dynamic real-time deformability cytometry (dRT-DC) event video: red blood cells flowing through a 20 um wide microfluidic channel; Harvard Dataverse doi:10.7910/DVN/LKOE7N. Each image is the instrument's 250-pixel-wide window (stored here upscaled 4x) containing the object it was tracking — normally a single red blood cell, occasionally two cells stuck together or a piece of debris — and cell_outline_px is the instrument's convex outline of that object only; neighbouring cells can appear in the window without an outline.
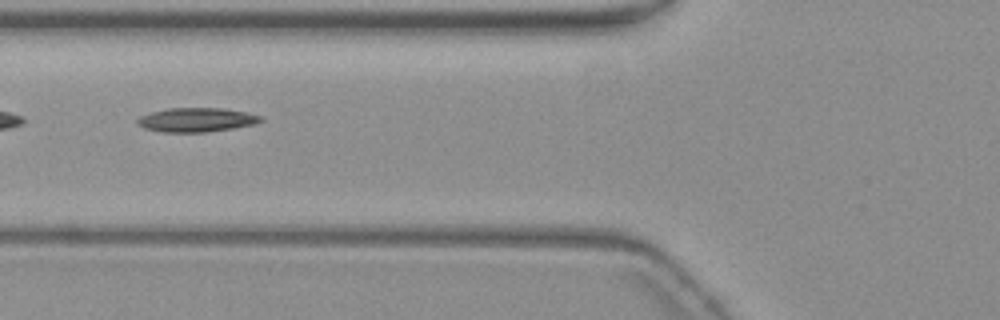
{"species": "common noctule bat (a hibernating species)", "species_latin": "Nyctalus noctula", "temperature_condition": "warm", "stored_images_in_passage": 6, "camera_frame_rate_fps": 3000, "um_per_image_px": 0.085, "animal": {"sex": "female", "body_mass_g": 19.3, "forearm_length_mm": 54.1}, "frame": {"image": 1, "passage_image": 2, "time_ms": 1.333, "image_size_px": [1000, 320], "cell_outline_px": [[264, 120], [256, 124], [232, 128], [204, 132], [160, 132], [144, 128], [136, 124], [136, 120], [140, 116], [152, 112], [168, 108], [224, 108], [264, 116]], "centroid_in_image_um": [16.7, 10.18], "position_along_channel_um": 109.1, "area_um2": 17.4}}
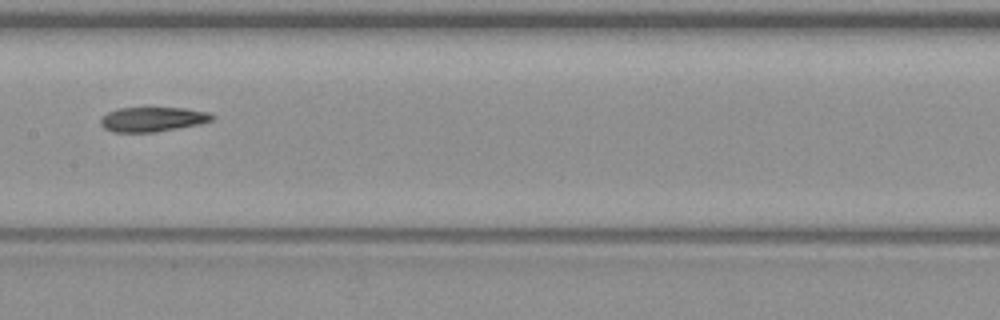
{"frame": {"image": 2, "passage_image": 4, "time_ms": 3.667, "image_size_px": [1000, 320], "cell_outline_px": [[216, 116], [212, 120], [200, 124], [156, 132], [112, 132], [104, 128], [100, 124], [100, 120], [108, 112], [116, 108], [184, 108], [208, 112]], "centroid_in_image_um": [12.97, 10.14], "position_along_channel_um": 194.4, "area_um2": 16.01}}
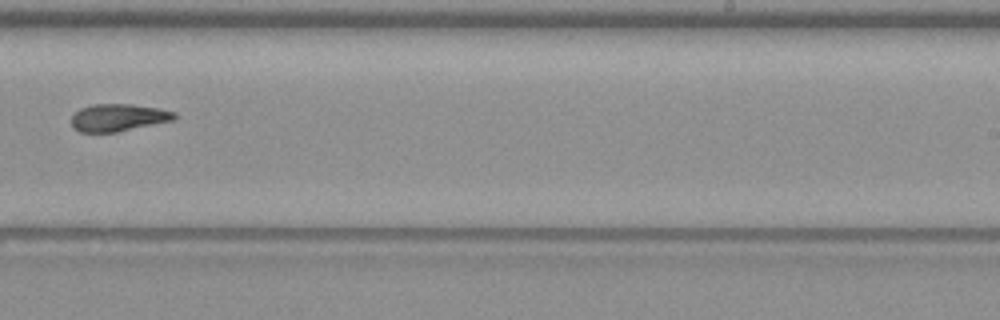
{"frame": {"image": 3, "passage_image": 6, "time_ms": 6.0, "image_size_px": [1000, 320], "cell_outline_px": [[176, 116], [172, 120], [116, 132], [80, 132], [72, 128], [72, 116], [80, 108], [92, 104], [132, 104], [160, 108], [176, 112]], "centroid_in_image_um": [10.03, 9.98], "position_along_channel_um": 279.0, "area_um2": 16.36}}